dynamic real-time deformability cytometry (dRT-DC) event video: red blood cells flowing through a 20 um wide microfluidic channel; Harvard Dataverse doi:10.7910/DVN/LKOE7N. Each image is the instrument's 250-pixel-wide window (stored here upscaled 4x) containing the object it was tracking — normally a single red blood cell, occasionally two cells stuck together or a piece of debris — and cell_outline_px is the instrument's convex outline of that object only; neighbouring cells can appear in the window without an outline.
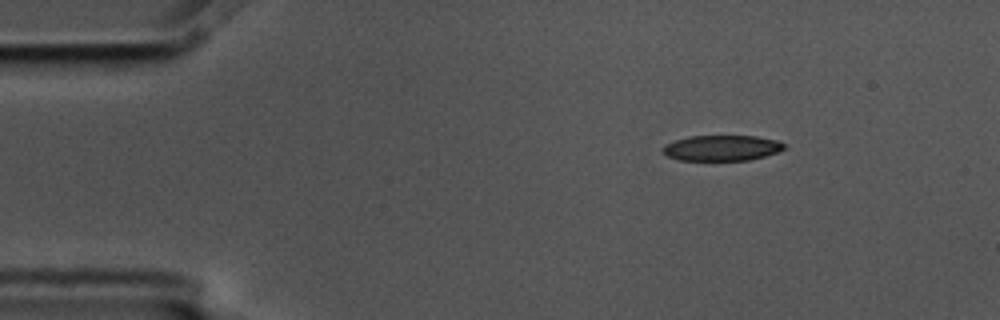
{"species": "common noctule bat (a hibernating species)", "species_latin": "Nyctalus noctula", "temperature_condition": "cold", "stored_images_in_passage": 3, "camera_frame_rate_fps": 3000, "um_per_image_px": 0.085, "animal": {"sex": "male", "body_mass_g": 17.5, "forearm_length_mm": 52.3}, "frame": {"image": 1, "passage_image": 1, "time_ms": 0.0, "image_size_px": [1000, 320], "cell_outline_px": [[788, 144], [784, 148], [776, 152], [764, 156], [748, 160], [680, 160], [668, 156], [660, 148], [664, 144], [688, 136], [756, 136], [776, 140]], "centroid_in_image_um": [61.34, 12.57], "position_along_channel_um": 23.7, "area_um2": 18.03}}